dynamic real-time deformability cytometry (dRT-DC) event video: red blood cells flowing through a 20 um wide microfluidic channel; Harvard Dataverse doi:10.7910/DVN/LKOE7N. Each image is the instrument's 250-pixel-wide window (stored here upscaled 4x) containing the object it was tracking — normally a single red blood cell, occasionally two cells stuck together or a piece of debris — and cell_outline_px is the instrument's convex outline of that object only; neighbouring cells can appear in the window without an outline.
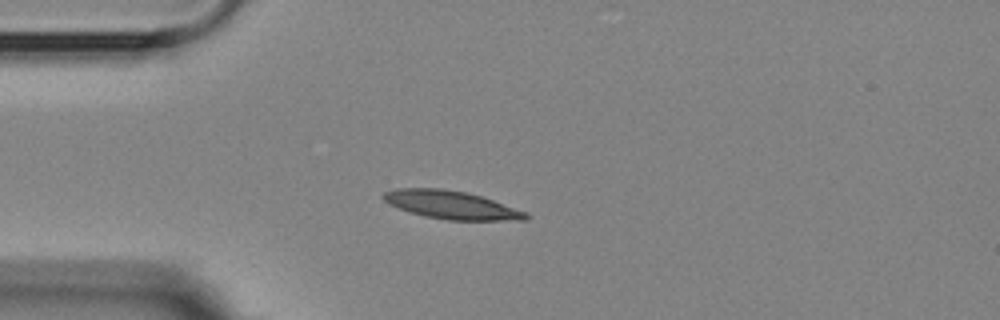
{"species": "Egyptian fruit bat (a non-hibernating species)", "species_latin": "Rousettus aegyptiacus", "temperature_condition": "room temperature", "stored_images_in_passage": 6, "camera_frame_rate_fps": 3000, "um_per_image_px": 0.085, "animal": {"sex": "female"}, "frame": {"image": 1, "passage_image": 4, "time_ms": 8.0, "image_size_px": [1000, 320], "cell_outline_px": [[528, 220], [448, 220], [424, 216], [388, 204], [380, 196], [384, 192], [396, 188], [440, 188], [468, 192], [528, 212]], "centroid_in_image_um": [38.35, 17.41], "position_along_channel_um": 46.6, "area_um2": 23.29}}